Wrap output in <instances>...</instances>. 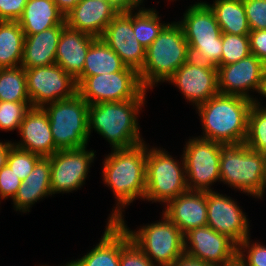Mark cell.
Masks as SVG:
<instances>
[{"instance_id":"6da1fadb","label":"cell","mask_w":266,"mask_h":266,"mask_svg":"<svg viewBox=\"0 0 266 266\" xmlns=\"http://www.w3.org/2000/svg\"><path fill=\"white\" fill-rule=\"evenodd\" d=\"M148 145L143 142L132 148L112 149L103 160V182L113 190L116 206L107 221H119L124 208L137 199L144 201Z\"/></svg>"},{"instance_id":"7a4b0ae2","label":"cell","mask_w":266,"mask_h":266,"mask_svg":"<svg viewBox=\"0 0 266 266\" xmlns=\"http://www.w3.org/2000/svg\"><path fill=\"white\" fill-rule=\"evenodd\" d=\"M254 101L237 95L217 94L198 105L203 139L222 144L245 142L248 115Z\"/></svg>"},{"instance_id":"3957f363","label":"cell","mask_w":266,"mask_h":266,"mask_svg":"<svg viewBox=\"0 0 266 266\" xmlns=\"http://www.w3.org/2000/svg\"><path fill=\"white\" fill-rule=\"evenodd\" d=\"M145 102V99H133L89 105V136L94 129L112 149L132 148L145 142L137 116Z\"/></svg>"},{"instance_id":"277c9868","label":"cell","mask_w":266,"mask_h":266,"mask_svg":"<svg viewBox=\"0 0 266 266\" xmlns=\"http://www.w3.org/2000/svg\"><path fill=\"white\" fill-rule=\"evenodd\" d=\"M191 58L188 43L181 25L174 21L162 29L145 51V61L139 77L148 91L173 73Z\"/></svg>"},{"instance_id":"5b68a950","label":"cell","mask_w":266,"mask_h":266,"mask_svg":"<svg viewBox=\"0 0 266 266\" xmlns=\"http://www.w3.org/2000/svg\"><path fill=\"white\" fill-rule=\"evenodd\" d=\"M261 199L266 189L263 153L244 142L220 145V182Z\"/></svg>"},{"instance_id":"8992f818","label":"cell","mask_w":266,"mask_h":266,"mask_svg":"<svg viewBox=\"0 0 266 266\" xmlns=\"http://www.w3.org/2000/svg\"><path fill=\"white\" fill-rule=\"evenodd\" d=\"M177 21L188 43L193 59L216 67L221 66L222 32L213 10L206 2H195Z\"/></svg>"},{"instance_id":"52a82bcc","label":"cell","mask_w":266,"mask_h":266,"mask_svg":"<svg viewBox=\"0 0 266 266\" xmlns=\"http://www.w3.org/2000/svg\"><path fill=\"white\" fill-rule=\"evenodd\" d=\"M48 114L50 130L59 150L86 147L90 139L89 104L77 93L68 99L42 107Z\"/></svg>"},{"instance_id":"ba28073f","label":"cell","mask_w":266,"mask_h":266,"mask_svg":"<svg viewBox=\"0 0 266 266\" xmlns=\"http://www.w3.org/2000/svg\"><path fill=\"white\" fill-rule=\"evenodd\" d=\"M174 158L163 148L147 149L144 200L165 205L188 191L183 156L180 157L182 163Z\"/></svg>"},{"instance_id":"9c48e42d","label":"cell","mask_w":266,"mask_h":266,"mask_svg":"<svg viewBox=\"0 0 266 266\" xmlns=\"http://www.w3.org/2000/svg\"><path fill=\"white\" fill-rule=\"evenodd\" d=\"M161 218V221L140 226L138 231L130 230L124 217L118 222L154 265L171 266L185 255L184 234L164 214Z\"/></svg>"},{"instance_id":"30bf717a","label":"cell","mask_w":266,"mask_h":266,"mask_svg":"<svg viewBox=\"0 0 266 266\" xmlns=\"http://www.w3.org/2000/svg\"><path fill=\"white\" fill-rule=\"evenodd\" d=\"M77 93L89 105L146 99L147 96L139 73L129 67L123 71L86 77L77 86Z\"/></svg>"},{"instance_id":"8fae6325","label":"cell","mask_w":266,"mask_h":266,"mask_svg":"<svg viewBox=\"0 0 266 266\" xmlns=\"http://www.w3.org/2000/svg\"><path fill=\"white\" fill-rule=\"evenodd\" d=\"M221 144L200 137H192L186 142L182 156L188 190L213 191V183L220 182Z\"/></svg>"},{"instance_id":"7c38bea8","label":"cell","mask_w":266,"mask_h":266,"mask_svg":"<svg viewBox=\"0 0 266 266\" xmlns=\"http://www.w3.org/2000/svg\"><path fill=\"white\" fill-rule=\"evenodd\" d=\"M25 74L32 107H43L77 94L76 80L56 63L25 69Z\"/></svg>"},{"instance_id":"4fadbf2b","label":"cell","mask_w":266,"mask_h":266,"mask_svg":"<svg viewBox=\"0 0 266 266\" xmlns=\"http://www.w3.org/2000/svg\"><path fill=\"white\" fill-rule=\"evenodd\" d=\"M94 150L86 147L58 150L49 158L51 166L50 185L52 195L77 191L88 178L89 168L94 162Z\"/></svg>"},{"instance_id":"5bb4252c","label":"cell","mask_w":266,"mask_h":266,"mask_svg":"<svg viewBox=\"0 0 266 266\" xmlns=\"http://www.w3.org/2000/svg\"><path fill=\"white\" fill-rule=\"evenodd\" d=\"M185 255L212 266H236L238 245L208 225L184 235Z\"/></svg>"},{"instance_id":"9a60e30c","label":"cell","mask_w":266,"mask_h":266,"mask_svg":"<svg viewBox=\"0 0 266 266\" xmlns=\"http://www.w3.org/2000/svg\"><path fill=\"white\" fill-rule=\"evenodd\" d=\"M265 68L266 65L253 54L236 63L218 66L219 94L242 96L258 102V98H253L249 92L261 94Z\"/></svg>"},{"instance_id":"2e32d148","label":"cell","mask_w":266,"mask_h":266,"mask_svg":"<svg viewBox=\"0 0 266 266\" xmlns=\"http://www.w3.org/2000/svg\"><path fill=\"white\" fill-rule=\"evenodd\" d=\"M196 107L219 94L216 66L190 58L167 80Z\"/></svg>"},{"instance_id":"e0dca14e","label":"cell","mask_w":266,"mask_h":266,"mask_svg":"<svg viewBox=\"0 0 266 266\" xmlns=\"http://www.w3.org/2000/svg\"><path fill=\"white\" fill-rule=\"evenodd\" d=\"M207 225L239 245L250 237L247 215L231 197L207 191Z\"/></svg>"},{"instance_id":"ac0fdd59","label":"cell","mask_w":266,"mask_h":266,"mask_svg":"<svg viewBox=\"0 0 266 266\" xmlns=\"http://www.w3.org/2000/svg\"><path fill=\"white\" fill-rule=\"evenodd\" d=\"M120 58L122 63L138 73L145 61L146 49L133 31V11L118 13L100 37Z\"/></svg>"},{"instance_id":"d6986e66","label":"cell","mask_w":266,"mask_h":266,"mask_svg":"<svg viewBox=\"0 0 266 266\" xmlns=\"http://www.w3.org/2000/svg\"><path fill=\"white\" fill-rule=\"evenodd\" d=\"M21 139L13 145L37 154L50 157L59 149L55 146L50 130L48 114L42 107H31L20 124L18 131Z\"/></svg>"},{"instance_id":"ffe728a7","label":"cell","mask_w":266,"mask_h":266,"mask_svg":"<svg viewBox=\"0 0 266 266\" xmlns=\"http://www.w3.org/2000/svg\"><path fill=\"white\" fill-rule=\"evenodd\" d=\"M185 235L207 225V191H190L165 204L163 213Z\"/></svg>"},{"instance_id":"44dd1931","label":"cell","mask_w":266,"mask_h":266,"mask_svg":"<svg viewBox=\"0 0 266 266\" xmlns=\"http://www.w3.org/2000/svg\"><path fill=\"white\" fill-rule=\"evenodd\" d=\"M117 14L118 12L105 0H81L65 16V22L71 29L100 38Z\"/></svg>"},{"instance_id":"7402d4cb","label":"cell","mask_w":266,"mask_h":266,"mask_svg":"<svg viewBox=\"0 0 266 266\" xmlns=\"http://www.w3.org/2000/svg\"><path fill=\"white\" fill-rule=\"evenodd\" d=\"M96 39L66 25L57 45L55 63L76 79L82 73L89 47Z\"/></svg>"},{"instance_id":"603a6c76","label":"cell","mask_w":266,"mask_h":266,"mask_svg":"<svg viewBox=\"0 0 266 266\" xmlns=\"http://www.w3.org/2000/svg\"><path fill=\"white\" fill-rule=\"evenodd\" d=\"M65 26L58 25L37 34H25L21 67L29 69L55 64L57 45Z\"/></svg>"},{"instance_id":"cb8c5ba5","label":"cell","mask_w":266,"mask_h":266,"mask_svg":"<svg viewBox=\"0 0 266 266\" xmlns=\"http://www.w3.org/2000/svg\"><path fill=\"white\" fill-rule=\"evenodd\" d=\"M50 176V160L48 157H42L35 164L32 172L24 181H21L18 192L12 200L14 209L23 213L30 212L35 202L52 196Z\"/></svg>"},{"instance_id":"d4e9b609","label":"cell","mask_w":266,"mask_h":266,"mask_svg":"<svg viewBox=\"0 0 266 266\" xmlns=\"http://www.w3.org/2000/svg\"><path fill=\"white\" fill-rule=\"evenodd\" d=\"M70 263L72 266H120V223L107 221L99 243Z\"/></svg>"},{"instance_id":"484cf974","label":"cell","mask_w":266,"mask_h":266,"mask_svg":"<svg viewBox=\"0 0 266 266\" xmlns=\"http://www.w3.org/2000/svg\"><path fill=\"white\" fill-rule=\"evenodd\" d=\"M24 34H37L58 25H66L64 14L53 0H28L18 20Z\"/></svg>"},{"instance_id":"4316f807","label":"cell","mask_w":266,"mask_h":266,"mask_svg":"<svg viewBox=\"0 0 266 266\" xmlns=\"http://www.w3.org/2000/svg\"><path fill=\"white\" fill-rule=\"evenodd\" d=\"M126 66L121 58L101 39L89 47L82 73L75 79L77 86L90 76L123 71Z\"/></svg>"},{"instance_id":"83f0119b","label":"cell","mask_w":266,"mask_h":266,"mask_svg":"<svg viewBox=\"0 0 266 266\" xmlns=\"http://www.w3.org/2000/svg\"><path fill=\"white\" fill-rule=\"evenodd\" d=\"M213 10L222 33L249 35L243 0H214L209 4Z\"/></svg>"},{"instance_id":"f1b7e54d","label":"cell","mask_w":266,"mask_h":266,"mask_svg":"<svg viewBox=\"0 0 266 266\" xmlns=\"http://www.w3.org/2000/svg\"><path fill=\"white\" fill-rule=\"evenodd\" d=\"M24 41L18 21H0V68L21 66Z\"/></svg>"},{"instance_id":"f546056e","label":"cell","mask_w":266,"mask_h":266,"mask_svg":"<svg viewBox=\"0 0 266 266\" xmlns=\"http://www.w3.org/2000/svg\"><path fill=\"white\" fill-rule=\"evenodd\" d=\"M0 101L31 102L25 69L21 66L0 68Z\"/></svg>"},{"instance_id":"4dcf8cb0","label":"cell","mask_w":266,"mask_h":266,"mask_svg":"<svg viewBox=\"0 0 266 266\" xmlns=\"http://www.w3.org/2000/svg\"><path fill=\"white\" fill-rule=\"evenodd\" d=\"M135 13V14H134ZM154 8L142 7L133 11V31L138 42L147 49L168 23H161V17Z\"/></svg>"},{"instance_id":"1f68e13d","label":"cell","mask_w":266,"mask_h":266,"mask_svg":"<svg viewBox=\"0 0 266 266\" xmlns=\"http://www.w3.org/2000/svg\"><path fill=\"white\" fill-rule=\"evenodd\" d=\"M254 102L248 115L245 144L258 152L266 150V107Z\"/></svg>"},{"instance_id":"d6a6232c","label":"cell","mask_w":266,"mask_h":266,"mask_svg":"<svg viewBox=\"0 0 266 266\" xmlns=\"http://www.w3.org/2000/svg\"><path fill=\"white\" fill-rule=\"evenodd\" d=\"M250 54L249 35L222 33L221 65L236 63Z\"/></svg>"},{"instance_id":"836d02e7","label":"cell","mask_w":266,"mask_h":266,"mask_svg":"<svg viewBox=\"0 0 266 266\" xmlns=\"http://www.w3.org/2000/svg\"><path fill=\"white\" fill-rule=\"evenodd\" d=\"M120 266H156L120 224Z\"/></svg>"},{"instance_id":"e575fe53","label":"cell","mask_w":266,"mask_h":266,"mask_svg":"<svg viewBox=\"0 0 266 266\" xmlns=\"http://www.w3.org/2000/svg\"><path fill=\"white\" fill-rule=\"evenodd\" d=\"M31 107V102L0 101V130L19 131L20 124Z\"/></svg>"},{"instance_id":"d590c367","label":"cell","mask_w":266,"mask_h":266,"mask_svg":"<svg viewBox=\"0 0 266 266\" xmlns=\"http://www.w3.org/2000/svg\"><path fill=\"white\" fill-rule=\"evenodd\" d=\"M42 157L29 151L12 146L7 157V165L19 177L21 181L32 172L35 164Z\"/></svg>"},{"instance_id":"8d00e7d4","label":"cell","mask_w":266,"mask_h":266,"mask_svg":"<svg viewBox=\"0 0 266 266\" xmlns=\"http://www.w3.org/2000/svg\"><path fill=\"white\" fill-rule=\"evenodd\" d=\"M251 242L250 237H247L238 245L237 265L266 266V245L256 241Z\"/></svg>"},{"instance_id":"74e56055","label":"cell","mask_w":266,"mask_h":266,"mask_svg":"<svg viewBox=\"0 0 266 266\" xmlns=\"http://www.w3.org/2000/svg\"><path fill=\"white\" fill-rule=\"evenodd\" d=\"M250 30L266 29V0H243Z\"/></svg>"},{"instance_id":"f35d334b","label":"cell","mask_w":266,"mask_h":266,"mask_svg":"<svg viewBox=\"0 0 266 266\" xmlns=\"http://www.w3.org/2000/svg\"><path fill=\"white\" fill-rule=\"evenodd\" d=\"M20 185L21 180L7 164L0 169V199L11 198L13 200Z\"/></svg>"},{"instance_id":"ab89813d","label":"cell","mask_w":266,"mask_h":266,"mask_svg":"<svg viewBox=\"0 0 266 266\" xmlns=\"http://www.w3.org/2000/svg\"><path fill=\"white\" fill-rule=\"evenodd\" d=\"M28 0H0V21H18Z\"/></svg>"},{"instance_id":"60d3db41","label":"cell","mask_w":266,"mask_h":266,"mask_svg":"<svg viewBox=\"0 0 266 266\" xmlns=\"http://www.w3.org/2000/svg\"><path fill=\"white\" fill-rule=\"evenodd\" d=\"M249 40L251 54L266 65V29L250 30Z\"/></svg>"},{"instance_id":"b9f144b4","label":"cell","mask_w":266,"mask_h":266,"mask_svg":"<svg viewBox=\"0 0 266 266\" xmlns=\"http://www.w3.org/2000/svg\"><path fill=\"white\" fill-rule=\"evenodd\" d=\"M107 2L118 12L128 13L140 9L143 4L141 0H107ZM135 9V10H134Z\"/></svg>"},{"instance_id":"7bdbcfd3","label":"cell","mask_w":266,"mask_h":266,"mask_svg":"<svg viewBox=\"0 0 266 266\" xmlns=\"http://www.w3.org/2000/svg\"><path fill=\"white\" fill-rule=\"evenodd\" d=\"M171 266H212L206 262L190 258L186 255H183L177 259Z\"/></svg>"},{"instance_id":"ee69618b","label":"cell","mask_w":266,"mask_h":266,"mask_svg":"<svg viewBox=\"0 0 266 266\" xmlns=\"http://www.w3.org/2000/svg\"><path fill=\"white\" fill-rule=\"evenodd\" d=\"M58 9L66 16L81 0H53Z\"/></svg>"},{"instance_id":"f6af8a7d","label":"cell","mask_w":266,"mask_h":266,"mask_svg":"<svg viewBox=\"0 0 266 266\" xmlns=\"http://www.w3.org/2000/svg\"><path fill=\"white\" fill-rule=\"evenodd\" d=\"M12 146H13L12 141L0 142V169L6 165L8 153Z\"/></svg>"},{"instance_id":"bcb514c9","label":"cell","mask_w":266,"mask_h":266,"mask_svg":"<svg viewBox=\"0 0 266 266\" xmlns=\"http://www.w3.org/2000/svg\"><path fill=\"white\" fill-rule=\"evenodd\" d=\"M261 96L266 97V68L264 73V85H263V90L261 92Z\"/></svg>"},{"instance_id":"7dc6e473","label":"cell","mask_w":266,"mask_h":266,"mask_svg":"<svg viewBox=\"0 0 266 266\" xmlns=\"http://www.w3.org/2000/svg\"><path fill=\"white\" fill-rule=\"evenodd\" d=\"M263 156H264V164H265V172H266V150L263 152Z\"/></svg>"},{"instance_id":"c3c4849f","label":"cell","mask_w":266,"mask_h":266,"mask_svg":"<svg viewBox=\"0 0 266 266\" xmlns=\"http://www.w3.org/2000/svg\"><path fill=\"white\" fill-rule=\"evenodd\" d=\"M39 266H49V265H39ZM61 266H72L70 262H67L65 265H61Z\"/></svg>"}]
</instances>
